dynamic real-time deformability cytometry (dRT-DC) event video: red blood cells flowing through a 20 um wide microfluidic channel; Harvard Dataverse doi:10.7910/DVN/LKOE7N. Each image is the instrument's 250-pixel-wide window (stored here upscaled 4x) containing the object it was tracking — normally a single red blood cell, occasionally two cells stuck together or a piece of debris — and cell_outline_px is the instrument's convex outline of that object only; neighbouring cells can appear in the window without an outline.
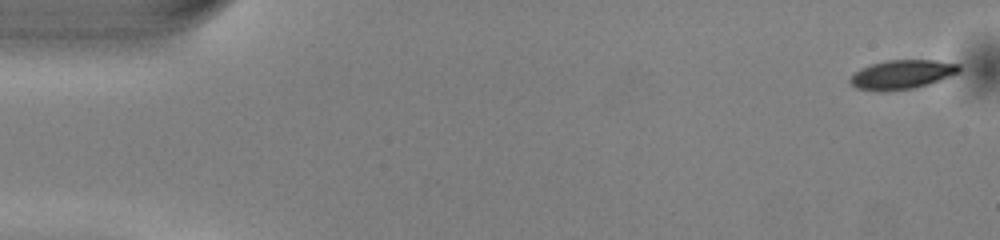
{"species": "common noctule bat (a hibernating species)", "species_latin": "Nyctalus noctula", "temperature_condition": "warm", "stored_images_in_passage": 50, "camera_frame_rate_fps": 3000, "um_per_image_px": 0.085, "animal": {"sex": "male", "body_mass_g": 13.0, "forearm_length_mm": 53.1}, "frame": {"image": 1, "passage_image": 1, "time_ms": 0.0, "image_size_px": [1000, 240], "cell_outline_px": [[960, 72], [940, 80], [928, 84], [912, 88], [884, 92], [880, 92], [856, 88], [848, 80], [856, 72], [872, 64], [888, 60], [936, 60], [960, 64]], "centroid_in_image_um": [76.69, 6.34], "position_along_channel_um": 8.3, "area_um2": 18.38}}
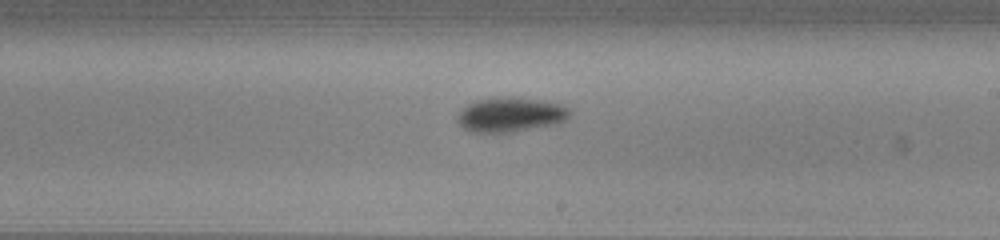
{"frame": {"image": 2, "passage_image": 29, "time_ms": 9.333, "image_size_px": [1000, 240], "cell_outline_px": [[572, 112], [564, 120], [556, 124], [512, 132], [472, 132], [464, 128], [456, 120], [456, 116], [468, 104], [476, 100], [504, 96], [516, 96], [540, 100], [560, 104], [568, 108]], "centroid_in_image_um": [43.39, 9.73], "position_along_channel_um": 245.6, "area_um2": 22.66}}
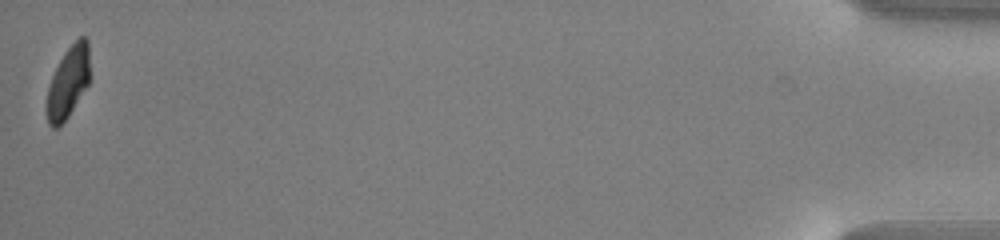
{"frame": {"image": 3, "passage_image": 50, "time_ms": 16.333, "image_size_px": [1000, 240], "cell_outline_px": [[88, 84], [68, 116], [56, 128], [52, 128], [48, 124], [44, 108], [44, 104], [48, 88], [52, 76], [64, 52], [80, 36], [84, 36], [88, 40]], "centroid_in_image_um": [5.74, 7.03], "position_along_channel_um": 429.5, "area_um2": 17.8}, "authors_computed_cell_mechanics": {"area_um2": 20.1722, "velocity_mm_per_s": 4.0672, "shape_relaxation_time_tau1_ms": 1.9191, "shape_relaxation_time_tau2_ms": null, "deformation_change_tau1": 0.143, "deformation_change_tau2": null}}